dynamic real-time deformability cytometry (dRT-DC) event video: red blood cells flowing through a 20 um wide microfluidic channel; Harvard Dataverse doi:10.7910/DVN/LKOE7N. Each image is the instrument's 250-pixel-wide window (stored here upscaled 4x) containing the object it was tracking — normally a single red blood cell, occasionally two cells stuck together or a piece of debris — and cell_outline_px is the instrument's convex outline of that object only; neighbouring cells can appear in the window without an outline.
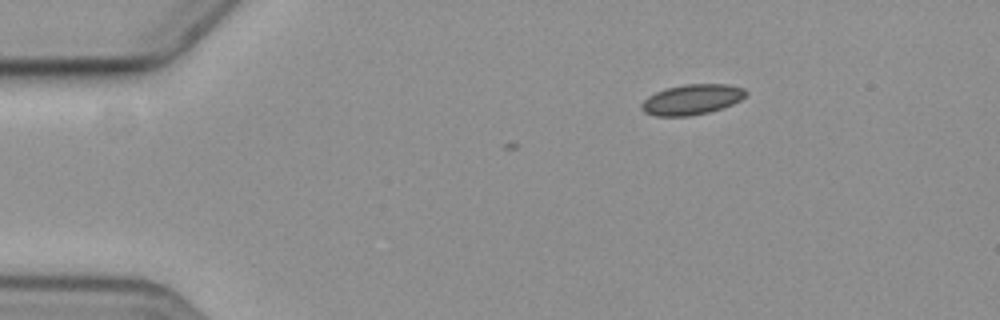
{"species": "common noctule bat (a hibernating species)", "species_latin": "Nyctalus noctula", "temperature_condition": "cold", "stored_images_in_passage": 3, "camera_frame_rate_fps": 3000, "um_per_image_px": 0.085, "animal": {"sex": "female", "body_mass_g": 19.3, "forearm_length_mm": 54.1}, "frame": {"image": 1, "passage_image": 1, "time_ms": 0.0, "image_size_px": [1000, 320], "cell_outline_px": [[748, 92], [740, 100], [732, 104], [708, 112], [692, 116], [656, 116], [644, 112], [640, 108], [640, 104], [648, 96], [664, 88], [684, 84], [728, 84], [744, 88]], "centroid_in_image_um": [58.78, 8.45], "position_along_channel_um": 26.2, "area_um2": 18.5}}